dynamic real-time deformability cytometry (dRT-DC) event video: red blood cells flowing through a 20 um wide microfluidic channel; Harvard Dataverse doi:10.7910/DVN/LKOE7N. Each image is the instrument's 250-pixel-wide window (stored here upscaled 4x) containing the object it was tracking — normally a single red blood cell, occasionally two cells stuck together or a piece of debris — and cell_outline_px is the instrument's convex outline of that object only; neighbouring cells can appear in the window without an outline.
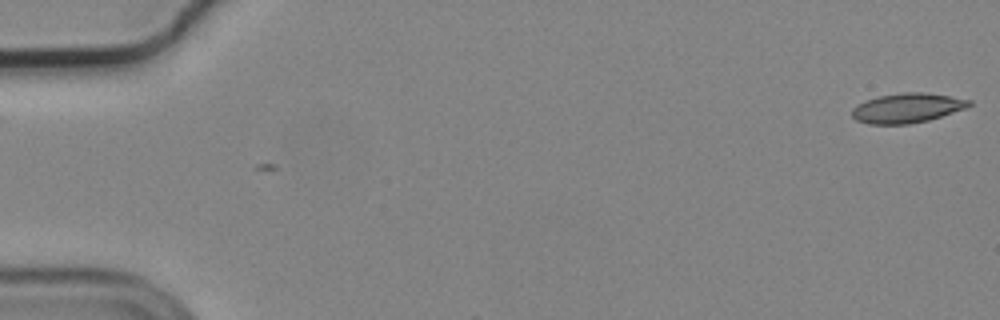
{"species": "common noctule bat (a hibernating species)", "species_latin": "Nyctalus noctula", "temperature_condition": "cold", "stored_images_in_passage": 5, "camera_frame_rate_fps": 3000, "um_per_image_px": 0.085, "animal": {"sex": "male", "body_mass_g": 19.2, "forearm_length_mm": 51.8}, "frame": {"image": 1, "passage_image": 1, "time_ms": 0.0, "image_size_px": [1000, 320], "cell_outline_px": [[972, 104], [964, 108], [928, 120], [908, 124], [868, 124], [856, 120], [852, 116], [852, 108], [856, 104], [864, 100], [880, 96], [904, 92], [924, 92], [972, 100]], "centroid_in_image_um": [77.05, 9.18], "position_along_channel_um": 7.9, "area_um2": 20.06}}